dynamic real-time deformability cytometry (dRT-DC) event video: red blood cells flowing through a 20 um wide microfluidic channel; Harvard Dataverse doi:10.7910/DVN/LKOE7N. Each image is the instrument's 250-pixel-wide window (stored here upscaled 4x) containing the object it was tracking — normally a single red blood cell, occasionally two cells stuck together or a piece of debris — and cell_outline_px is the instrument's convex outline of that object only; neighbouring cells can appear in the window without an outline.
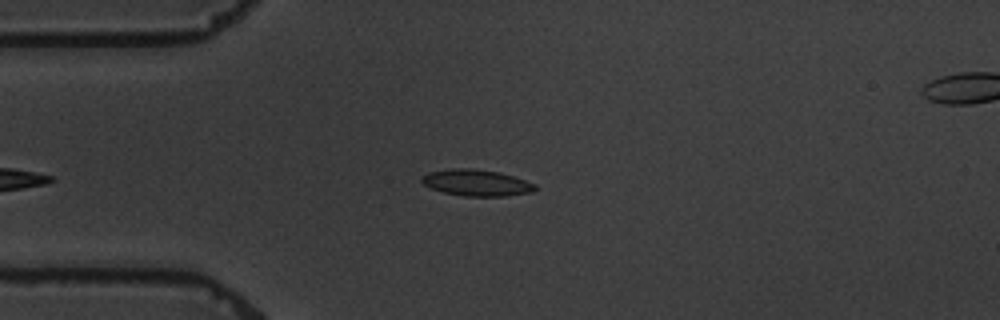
{"species": "common noctule bat (a hibernating species)", "species_latin": "Nyctalus noctula", "temperature_condition": "warm", "stored_images_in_passage": 4, "camera_frame_rate_fps": 3000, "um_per_image_px": 0.085, "animal": {"sex": "male", "body_mass_g": 19.5, "forearm_length_mm": 54.6}, "frame": {"image": 1, "passage_image": 2, "time_ms": 1.333, "image_size_px": [1000, 320], "cell_outline_px": [[536, 188], [532, 192], [508, 196], [464, 196], [444, 192], [432, 188], [424, 184], [420, 180], [420, 176], [428, 172], [452, 168], [472, 168], [500, 172], [536, 184]], "centroid_in_image_um": [40.48, 15.53], "position_along_channel_um": 44.5, "area_um2": 17.46}}
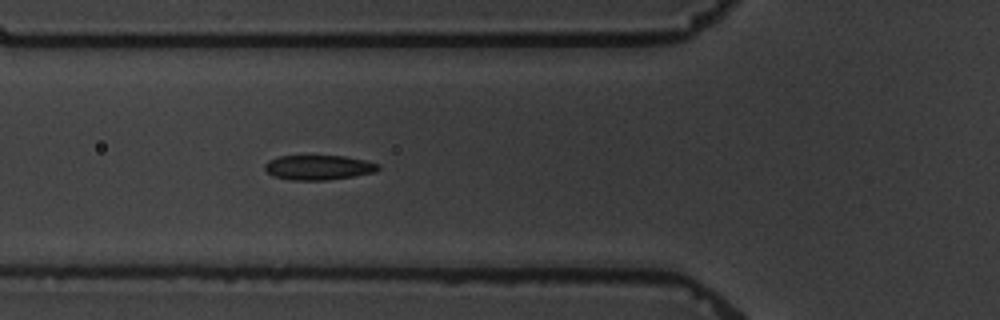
{"frame": {"image": 2, "passage_image": 4, "time_ms": 3.333, "image_size_px": [1000, 320], "cell_outline_px": [[380, 168], [376, 172], [328, 180], [292, 180], [272, 176], [264, 168], [264, 164], [268, 160], [280, 156], [344, 156], [364, 160], [380, 164]], "centroid_in_image_um": [27.07, 14.23], "position_along_channel_um": 98.7, "area_um2": 16.36}}